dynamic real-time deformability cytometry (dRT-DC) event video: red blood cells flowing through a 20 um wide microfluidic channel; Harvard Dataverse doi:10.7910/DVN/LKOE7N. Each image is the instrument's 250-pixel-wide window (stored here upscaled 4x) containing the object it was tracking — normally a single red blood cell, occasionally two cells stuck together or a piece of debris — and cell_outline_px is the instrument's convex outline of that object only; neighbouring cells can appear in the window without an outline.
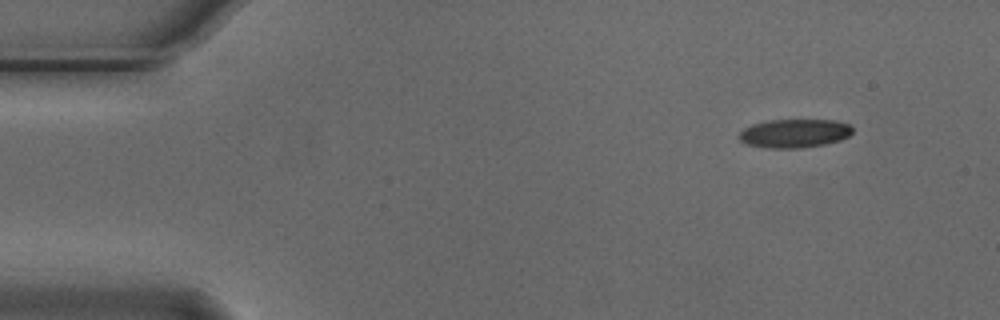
{"species": "Egyptian fruit bat (a non-hibernating species)", "species_latin": "Rousettus aegyptiacus", "temperature_condition": "cold", "stored_images_in_passage": 5, "camera_frame_rate_fps": 3000, "um_per_image_px": 0.085, "animal": {"sex": "male"}, "frame": {"image": 1, "passage_image": 1, "time_ms": 0.0, "image_size_px": [1000, 320], "cell_outline_px": [[852, 132], [848, 136], [840, 140], [824, 144], [800, 148], [764, 148], [744, 144], [736, 136], [744, 128], [752, 124], [768, 120], [836, 120], [848, 124], [852, 128]], "centroid_in_image_um": [67.47, 11.34], "position_along_channel_um": 17.5, "area_um2": 19.07}}
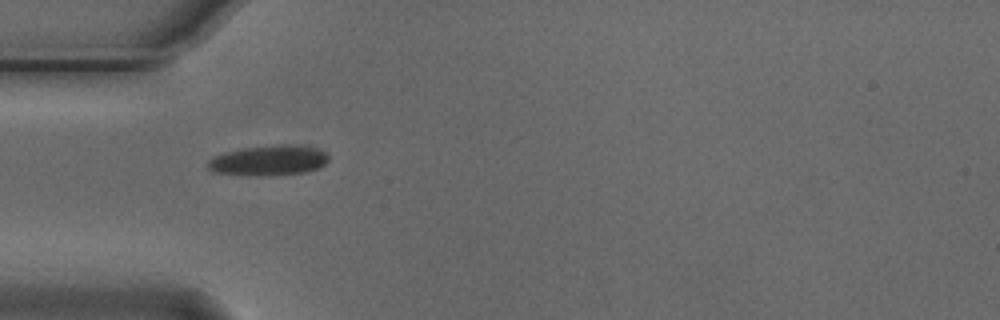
{"frame": {"image": 2, "passage_image": 4, "time_ms": 1.0, "image_size_px": [1000, 320], "cell_outline_px": [[328, 160], [324, 164], [316, 168], [304, 172], [260, 176], [256, 176], [212, 172], [208, 168], [208, 160], [212, 156], [224, 152], [244, 148], [276, 144], [296, 144], [316, 148], [324, 152], [328, 156]], "centroid_in_image_um": [22.8, 13.62], "position_along_channel_um": 62.2, "area_um2": 21.27}}
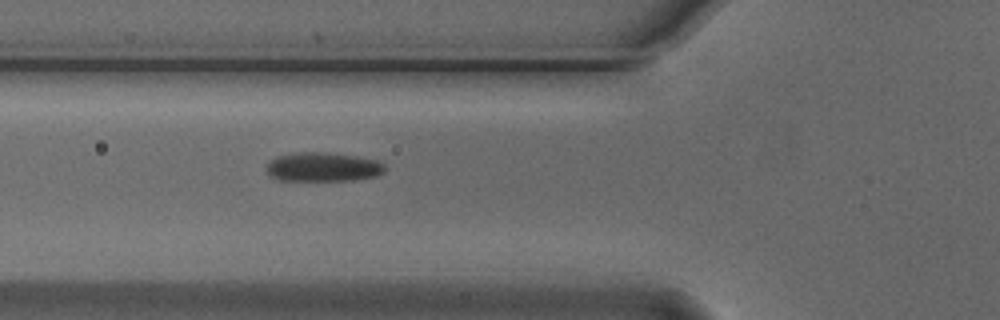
{"frame": {"image": 3, "passage_image": 5, "time_ms": 1.333, "image_size_px": [1000, 320], "cell_outline_px": [[384, 172], [376, 176], [356, 180], [280, 180], [268, 176], [264, 168], [264, 164], [276, 156], [300, 152], [324, 152], [356, 156], [380, 160], [384, 164]], "centroid_in_image_um": [27.41, 14.19], "position_along_channel_um": 98.4, "area_um2": 20.4}}